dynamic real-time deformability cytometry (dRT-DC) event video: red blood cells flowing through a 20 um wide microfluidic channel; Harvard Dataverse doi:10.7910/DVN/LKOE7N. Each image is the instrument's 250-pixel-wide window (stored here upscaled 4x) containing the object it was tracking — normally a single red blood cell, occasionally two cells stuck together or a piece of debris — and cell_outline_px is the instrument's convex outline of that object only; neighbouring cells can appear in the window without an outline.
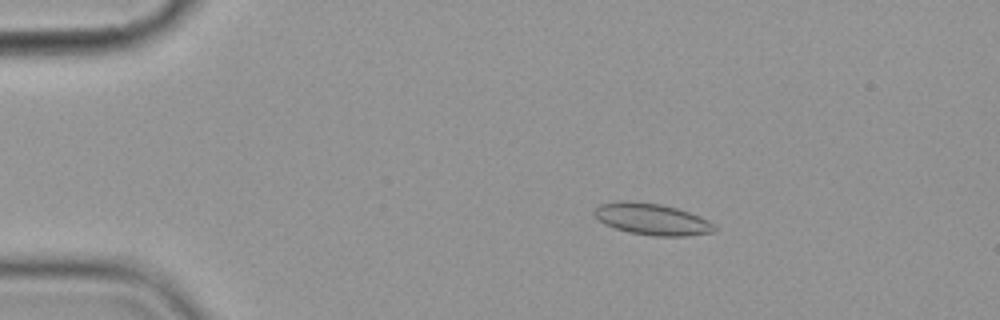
{"species": "common noctule bat (a hibernating species)", "species_latin": "Nyctalus noctula", "temperature_condition": "cold", "stored_images_in_passage": 5, "camera_frame_rate_fps": 3000, "um_per_image_px": 0.085, "animal": {"sex": "female", "body_mass_g": 19.9}, "frame": {"image": 1, "passage_image": 3, "time_ms": 2.333, "image_size_px": [1000, 320], "cell_outline_px": [[716, 228], [712, 232], [688, 236], [652, 236], [628, 232], [604, 224], [592, 212], [600, 204], [620, 200], [660, 204], [676, 208], [700, 216], [716, 224]], "centroid_in_image_um": [55.43, 18.63], "position_along_channel_um": 29.6, "area_um2": 22.02}}